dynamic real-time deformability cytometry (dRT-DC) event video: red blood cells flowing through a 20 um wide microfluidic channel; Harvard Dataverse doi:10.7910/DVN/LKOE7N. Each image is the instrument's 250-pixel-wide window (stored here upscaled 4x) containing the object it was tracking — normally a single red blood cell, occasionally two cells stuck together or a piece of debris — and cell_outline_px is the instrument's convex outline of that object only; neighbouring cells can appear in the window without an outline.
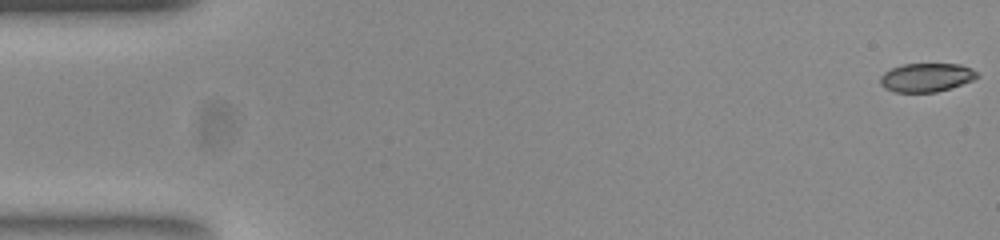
{"species": "common noctule bat (a hibernating species)", "species_latin": "Nyctalus noctula", "temperature_condition": "room temperature", "stored_images_in_passage": 53, "camera_frame_rate_fps": 3000, "um_per_image_px": 0.085, "animal": {"sex": "female", "body_mass_g": 23.0, "forearm_length_mm": 53.4}, "frame": {"image": 1, "passage_image": 1, "time_ms": 0.0, "image_size_px": [1000, 240], "cell_outline_px": [[980, 76], [972, 80], [936, 92], [892, 92], [884, 88], [880, 84], [880, 76], [884, 72], [892, 68], [904, 64], [960, 64], [972, 68]], "centroid_in_image_um": [78.71, 6.58], "position_along_channel_um": 6.3, "area_um2": 16.13}}
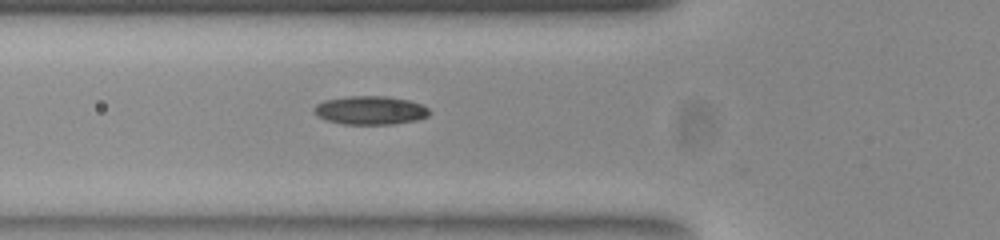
{"frame": {"image": 2, "passage_image": 19, "time_ms": 6.0, "image_size_px": [1000, 240], "cell_outline_px": [[432, 112], [428, 116], [416, 120], [392, 124], [344, 124], [324, 120], [316, 112], [316, 104], [324, 100], [348, 96], [384, 96], [408, 100], [420, 104], [428, 108]], "centroid_in_image_um": [31.5, 9.37], "position_along_channel_um": 94.3, "area_um2": 19.02}}
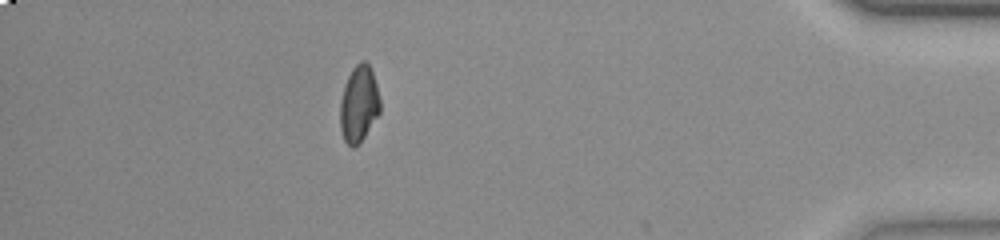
{"frame": {"image": 3, "passage_image": 47, "time_ms": 15.333, "image_size_px": [1000, 240], "cell_outline_px": [[380, 112], [360, 144], [352, 148], [344, 140], [340, 128], [340, 100], [344, 84], [352, 68], [360, 60], [364, 60], [368, 64], [372, 72], [376, 84], [380, 100]], "centroid_in_image_um": [30.49, 8.85], "position_along_channel_um": 404.7, "area_um2": 17.98}, "authors_computed_cell_mechanics": {"area_um2": 17.9758, "velocity_mm_per_s": 3.8774, "shape_relaxation_time_tau1_ms": null, "shape_relaxation_time_tau2_ms": 2.5961, "deformation_change_tau1": null, "deformation_change_tau2": 0.0683}}